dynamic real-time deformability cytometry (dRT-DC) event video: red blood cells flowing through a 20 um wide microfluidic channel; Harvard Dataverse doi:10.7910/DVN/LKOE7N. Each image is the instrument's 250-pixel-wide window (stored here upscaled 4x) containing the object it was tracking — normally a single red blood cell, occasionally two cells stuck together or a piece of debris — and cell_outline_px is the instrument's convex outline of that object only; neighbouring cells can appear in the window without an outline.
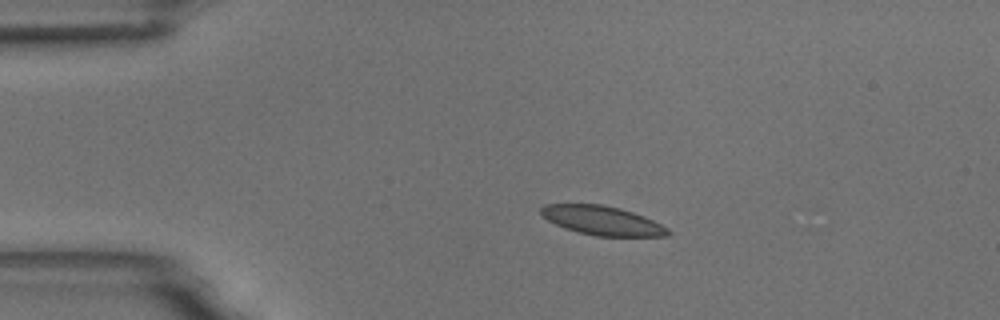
{"species": "common noctule bat (a hibernating species)", "species_latin": "Nyctalus noctula", "temperature_condition": "room temperature", "stored_images_in_passage": 44, "camera_frame_rate_fps": 3000, "um_per_image_px": 0.085, "animal": {"sex": "male", "body_mass_g": 18.8}, "frame": {"image": 1, "passage_image": 1, "time_ms": 0.0, "image_size_px": [1000, 320], "cell_outline_px": [[672, 232], [668, 236], [596, 236], [564, 228], [548, 220], [540, 212], [540, 208], [544, 204], [604, 204], [620, 208], [644, 216], [668, 228]], "centroid_in_image_um": [51.2, 18.74], "position_along_channel_um": 33.8, "area_um2": 21.44}}
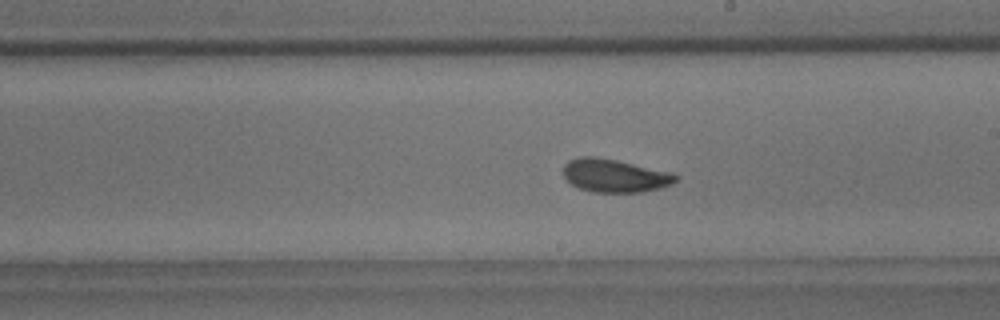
{"frame": {"image": 2, "passage_image": 21, "time_ms": 6.667, "image_size_px": [1000, 320], "cell_outline_px": [[680, 176], [672, 184], [660, 188], [640, 192], [592, 192], [580, 188], [572, 184], [564, 176], [564, 164], [568, 160], [580, 156], [596, 156], [676, 172]], "centroid_in_image_um": [52.3, 14.91], "position_along_channel_um": 236.7, "area_um2": 21.96}}
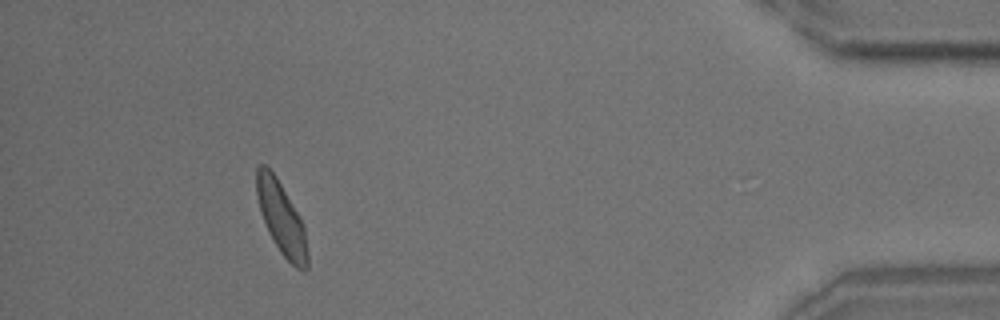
{"frame": {"image": 3, "passage_image": 40, "time_ms": 13.0, "image_size_px": [1000, 320], "cell_outline_px": [[308, 268], [296, 268], [280, 252], [260, 212], [256, 196], [256, 168], [260, 164], [264, 164], [276, 176], [300, 216], [304, 224], [308, 252]], "centroid_in_image_um": [23.93, 18.52], "position_along_channel_um": 411.3, "area_um2": 21.21}, "authors_computed_cell_mechanics": {"area_um2": 21.5016, "velocity_mm_per_s": 3.6935, "shape_relaxation_time_tau1_ms": 3.392, "shape_relaxation_time_tau2_ms": 2.6034, "deformation_change_tau1": 0.0982, "deformation_change_tau2": 0.0628}}